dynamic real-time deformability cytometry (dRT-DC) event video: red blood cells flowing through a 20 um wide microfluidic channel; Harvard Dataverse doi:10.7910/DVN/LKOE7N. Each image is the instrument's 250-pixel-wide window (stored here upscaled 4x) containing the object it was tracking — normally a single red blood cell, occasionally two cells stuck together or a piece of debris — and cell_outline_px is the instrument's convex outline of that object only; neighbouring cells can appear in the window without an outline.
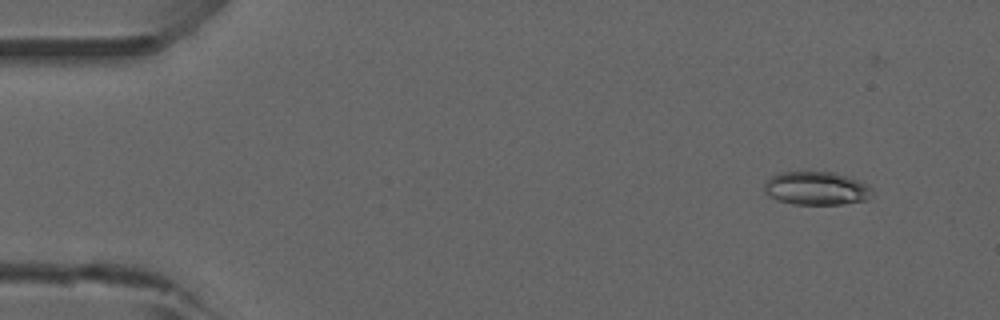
{"species": "common noctule bat (a hibernating species)", "species_latin": "Nyctalus noctula", "temperature_condition": "room temperature", "stored_images_in_passage": 53, "camera_frame_rate_fps": 3000, "um_per_image_px": 0.085, "animal": {"sex": "male", "forearm_length_mm": 52.5}, "frame": {"image": 1, "passage_image": 5, "time_ms": 1.333, "image_size_px": [1000, 320], "cell_outline_px": [[872, 196], [868, 200], [840, 204], [792, 204], [768, 196], [764, 192], [764, 184], [772, 176], [780, 172], [832, 172], [868, 184], [872, 188]], "centroid_in_image_um": [69.39, 16.02], "position_along_channel_um": 15.6, "area_um2": 20.87}}
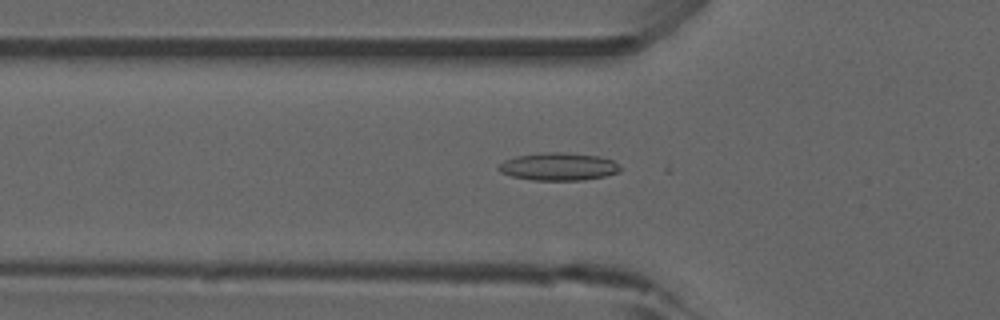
{"frame": {"image": 2, "passage_image": 18, "time_ms": 5.667, "image_size_px": [1000, 320], "cell_outline_px": [[620, 172], [604, 176], [584, 180], [532, 180], [512, 176], [500, 172], [496, 168], [504, 160], [516, 156], [548, 152], [564, 152], [600, 156], [612, 160], [620, 168]], "centroid_in_image_um": [47.45, 14.16], "position_along_channel_um": 78.3, "area_um2": 19.59}}
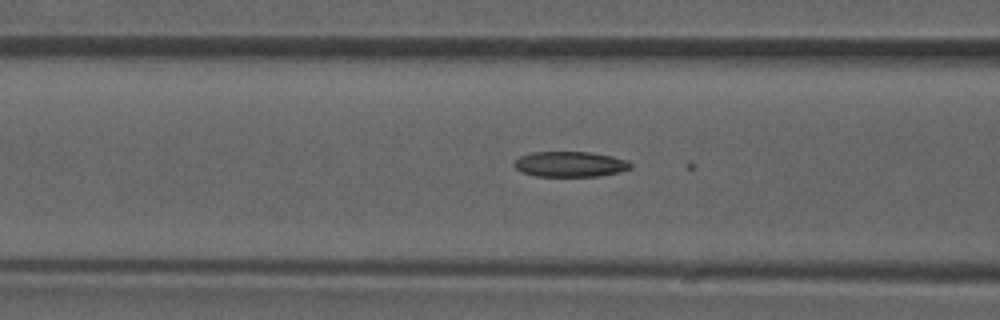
{"frame": {"image": 3, "passage_image": 21, "time_ms": 6.667, "image_size_px": [1000, 320], "cell_outline_px": [[632, 168], [600, 176], [536, 176], [520, 172], [512, 164], [520, 156], [532, 152], [588, 152], [612, 156], [628, 160], [632, 164]], "centroid_in_image_um": [48.44, 13.95], "position_along_channel_um": 118.2, "area_um2": 17.22}}